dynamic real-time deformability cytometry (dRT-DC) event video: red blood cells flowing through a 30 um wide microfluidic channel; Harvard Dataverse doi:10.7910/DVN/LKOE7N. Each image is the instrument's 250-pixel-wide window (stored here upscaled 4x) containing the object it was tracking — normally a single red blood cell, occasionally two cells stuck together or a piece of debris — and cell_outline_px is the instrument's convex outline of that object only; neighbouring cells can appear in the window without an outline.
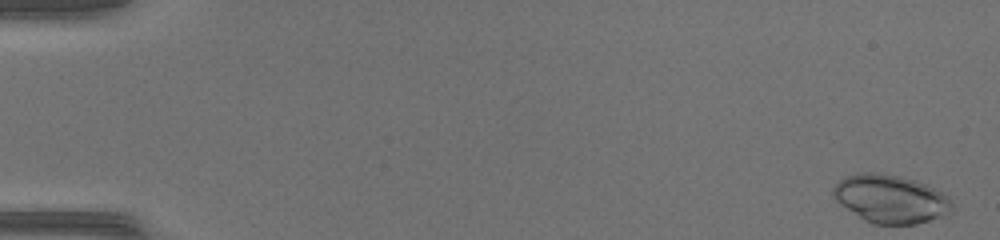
{"species": "common noctule bat (a hibernating species)", "species_latin": "Nyctalus noctula", "temperature_condition": "warm", "stored_images_in_passage": 49, "camera_frame_rate_fps": 3000, "um_per_image_px": 0.085, "animal": {"sex": "female", "body_mass_g": 17.0, "forearm_length_mm": 48.0}, "frame": {"image": 1, "passage_image": 1, "time_ms": 0.0, "image_size_px": [1000, 240], "cell_outline_px": [[952, 212], [948, 216], [916, 224], [872, 224], [864, 220], [840, 204], [832, 196], [832, 188], [844, 176], [856, 172], [876, 172], [900, 176], [916, 180], [928, 184], [948, 196], [952, 200]], "centroid_in_image_um": [75.73, 16.9], "position_along_channel_um": 9.3, "area_um2": 33.99}}